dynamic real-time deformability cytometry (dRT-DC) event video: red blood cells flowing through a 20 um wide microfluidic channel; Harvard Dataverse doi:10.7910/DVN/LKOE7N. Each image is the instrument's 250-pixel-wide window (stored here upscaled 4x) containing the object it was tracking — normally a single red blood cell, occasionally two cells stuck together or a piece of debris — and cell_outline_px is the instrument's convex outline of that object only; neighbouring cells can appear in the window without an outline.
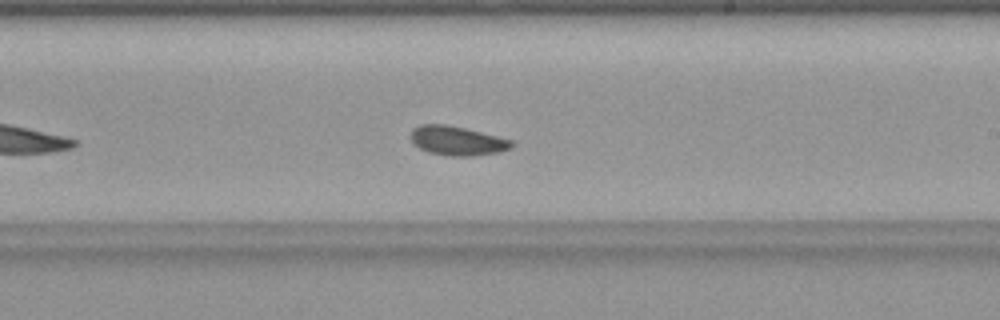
{"species": "common noctule bat (a hibernating species)", "species_latin": "Nyctalus noctula", "temperature_condition": "warm", "stored_images_in_passage": 27, "camera_frame_rate_fps": 3000, "um_per_image_px": 0.085, "animal": {"sex": "female", "body_mass_g": 19.9}, "frame": {"image": 1, "passage_image": 16, "time_ms": 5.0, "image_size_px": [1000, 320], "cell_outline_px": [[512, 144], [508, 148], [500, 152], [472, 156], [448, 156], [428, 152], [412, 144], [412, 128], [420, 124], [444, 124], [464, 128], [512, 140]], "centroid_in_image_um": [38.81, 11.97], "position_along_channel_um": 250.2, "area_um2": 16.99}}